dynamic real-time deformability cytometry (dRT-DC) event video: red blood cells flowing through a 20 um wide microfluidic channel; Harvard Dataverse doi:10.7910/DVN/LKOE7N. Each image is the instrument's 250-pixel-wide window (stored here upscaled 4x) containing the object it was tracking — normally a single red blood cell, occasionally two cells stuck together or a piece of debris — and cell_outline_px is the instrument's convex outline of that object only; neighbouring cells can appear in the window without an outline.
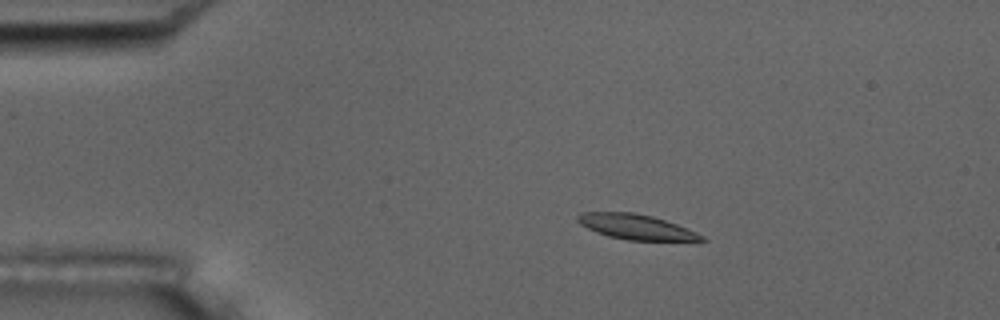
{"species": "common noctule bat (a hibernating species)", "species_latin": "Nyctalus noctula", "temperature_condition": "room temperature", "stored_images_in_passage": 55, "camera_frame_rate_fps": 3000, "um_per_image_px": 0.085, "animal": {"sex": "male", "body_mass_g": 17.5, "forearm_length_mm": 52.3}, "frame": {"image": 1, "passage_image": 11, "time_ms": 3.333, "image_size_px": [1000, 320], "cell_outline_px": [[708, 240], [628, 240], [608, 236], [596, 232], [580, 224], [576, 220], [576, 216], [580, 212], [632, 212], [652, 216], [676, 224], [696, 232], [704, 236]], "centroid_in_image_um": [54.01, 19.27], "position_along_channel_um": 31.0, "area_um2": 17.92}}
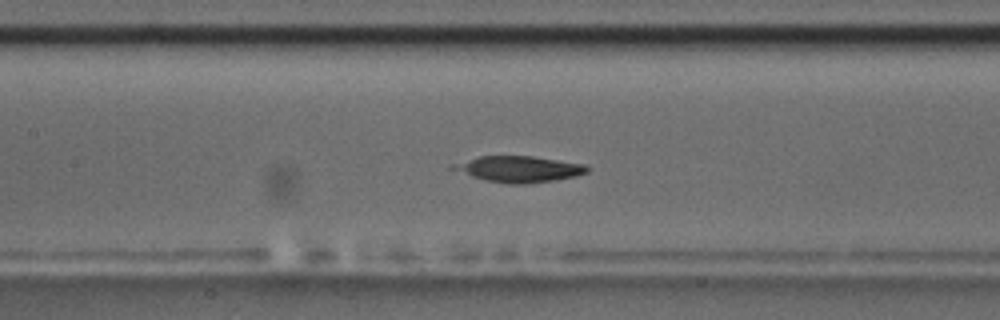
{"frame": {"image": 2, "passage_image": 26, "time_ms": 8.333, "image_size_px": [1000, 320], "cell_outline_px": [[588, 172], [576, 176], [556, 180], [524, 184], [508, 184], [484, 180], [448, 168], [452, 164], [480, 156], [532, 156], [588, 164]], "centroid_in_image_um": [44.13, 14.37], "position_along_channel_um": 163.3, "area_um2": 20.46}}
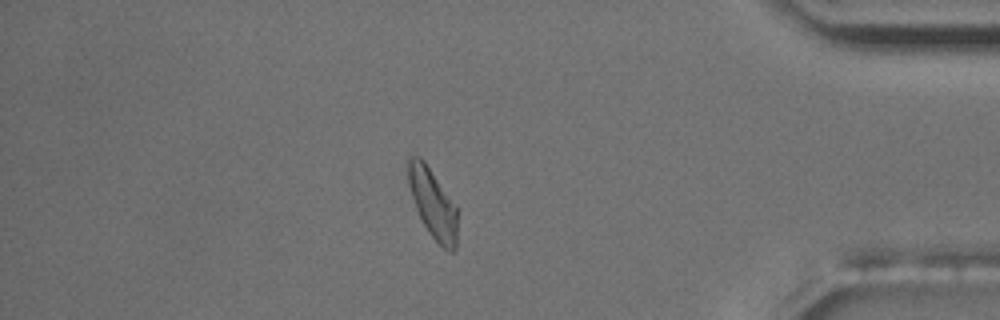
{"frame": {"image": 3, "passage_image": 48, "time_ms": 15.667, "image_size_px": [1000, 320], "cell_outline_px": [[456, 248], [452, 252], [448, 252], [428, 232], [416, 208], [408, 184], [404, 164], [408, 156], [420, 156], [424, 160], [456, 204]], "centroid_in_image_um": [36.74, 17.2], "position_along_channel_um": 398.5, "area_um2": 20.11}}